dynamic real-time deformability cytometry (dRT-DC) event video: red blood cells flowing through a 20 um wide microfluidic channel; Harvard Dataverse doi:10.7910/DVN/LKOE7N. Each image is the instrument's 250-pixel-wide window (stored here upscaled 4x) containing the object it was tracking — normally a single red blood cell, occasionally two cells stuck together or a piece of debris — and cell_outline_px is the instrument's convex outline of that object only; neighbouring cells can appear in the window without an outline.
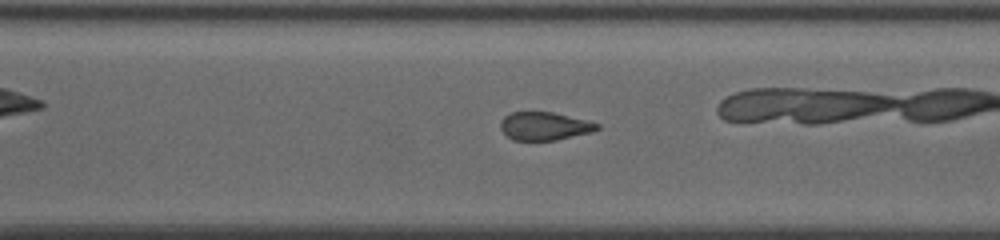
{"species": "common noctule bat (a hibernating species)", "species_latin": "Nyctalus noctula", "temperature_condition": "cold", "stored_images_in_passage": 53, "camera_frame_rate_fps": 3000, "um_per_image_px": 0.085, "animal": {"sex": "female", "body_mass_g": 19.5, "forearm_length_mm": 54.1}, "frame": {"image": 1, "passage_image": 38, "time_ms": 12.333, "image_size_px": [1000, 240], "cell_outline_px": [[600, 128], [592, 132], [556, 140], [512, 140], [500, 128], [500, 120], [504, 116], [512, 112], [552, 112], [600, 124]], "centroid_in_image_um": [46.26, 10.72], "position_along_channel_um": 324.3, "area_um2": 15.72}, "authors_computed_cell_mechanics": {"area_um2": 17.629, "velocity_mm_per_s": 3.8873, "shape_relaxation_time_tau1_ms": 7.3361, "shape_relaxation_time_tau2_ms": 2.5249, "deformation_change_tau1": 0.1628, "deformation_change_tau2": 0.0886}}